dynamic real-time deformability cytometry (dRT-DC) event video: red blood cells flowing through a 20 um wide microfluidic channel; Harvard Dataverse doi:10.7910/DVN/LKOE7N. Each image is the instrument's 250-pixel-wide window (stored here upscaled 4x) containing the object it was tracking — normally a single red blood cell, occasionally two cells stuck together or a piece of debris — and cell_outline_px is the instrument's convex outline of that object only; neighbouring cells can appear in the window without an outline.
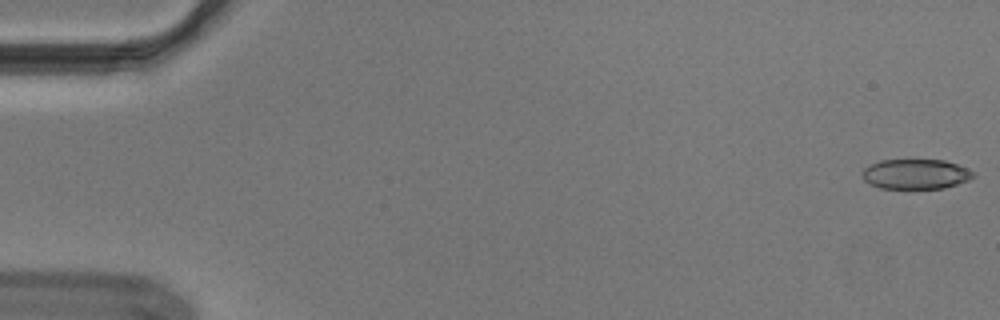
{"species": "Egyptian fruit bat (a non-hibernating species)", "species_latin": "Rousettus aegyptiacus", "temperature_condition": "cold", "stored_images_in_passage": 55, "camera_frame_rate_fps": 3000, "um_per_image_px": 0.085, "animal": {"sex": "male"}, "frame": {"image": 1, "passage_image": 1, "time_ms": 0.0, "image_size_px": [1000, 320], "cell_outline_px": [[976, 176], [968, 180], [944, 188], [880, 188], [864, 180], [864, 168], [880, 160], [944, 160], [968, 168], [976, 172]], "centroid_in_image_um": [77.89, 14.79], "position_along_channel_um": 7.1, "area_um2": 19.19}}
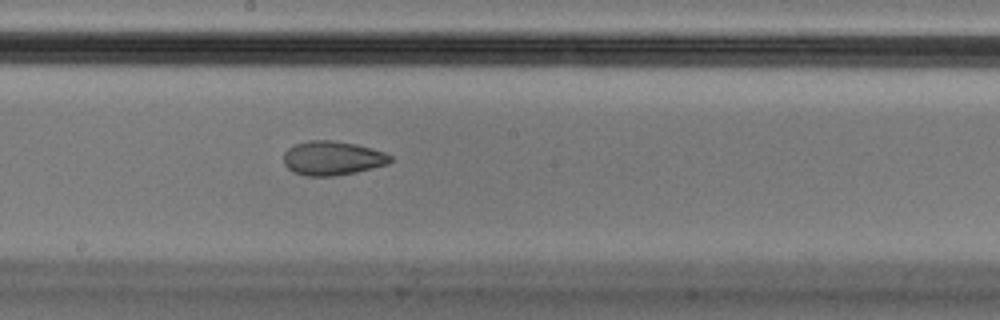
{"frame": {"image": 2, "passage_image": 30, "time_ms": 9.667, "image_size_px": [1000, 320], "cell_outline_px": [[392, 160], [388, 164], [356, 172], [336, 176], [304, 176], [292, 172], [284, 164], [284, 152], [288, 148], [296, 144], [308, 140], [332, 140], [356, 144], [372, 148], [384, 152], [392, 156]], "centroid_in_image_um": [28.25, 13.45], "position_along_channel_um": 220.0, "area_um2": 21.39}}
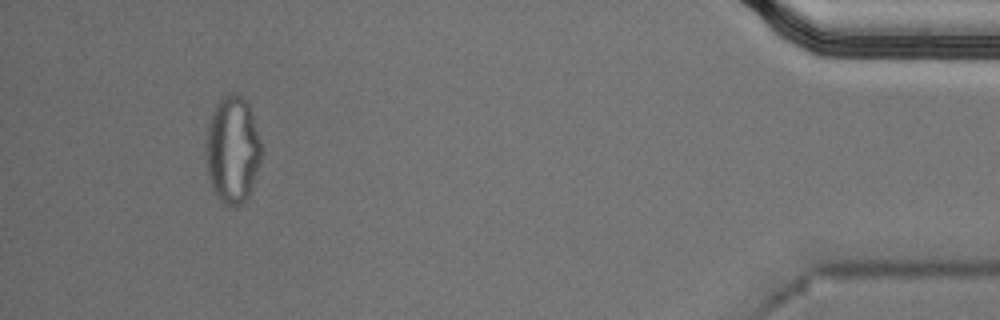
{"frame": {"image": 3, "passage_image": 51, "time_ms": 16.667, "image_size_px": [1000, 320], "cell_outline_px": [[260, 160], [252, 188], [248, 196], [236, 208], [224, 204], [216, 196], [212, 188], [208, 176], [204, 148], [204, 144], [208, 124], [212, 112], [216, 104], [224, 96], [232, 92], [236, 92], [248, 100], [260, 140]], "centroid_in_image_um": [19.73, 12.72], "position_along_channel_um": 415.5, "area_um2": 35.03}}